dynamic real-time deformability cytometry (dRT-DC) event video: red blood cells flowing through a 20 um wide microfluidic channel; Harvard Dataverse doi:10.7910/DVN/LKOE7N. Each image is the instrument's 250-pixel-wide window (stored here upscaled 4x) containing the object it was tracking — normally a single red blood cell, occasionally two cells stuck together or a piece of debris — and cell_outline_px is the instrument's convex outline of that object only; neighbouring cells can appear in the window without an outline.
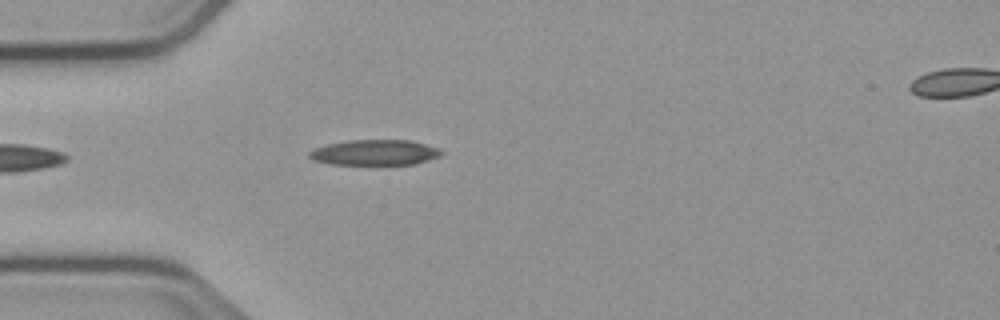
{"species": "common noctule bat (a hibernating species)", "species_latin": "Nyctalus noctula", "temperature_condition": "cold", "stored_images_in_passage": 14, "camera_frame_rate_fps": 3000, "um_per_image_px": 0.085, "animal": {"sex": "male", "body_mass_g": 23.1, "forearm_length_mm": 52.7}, "frame": {"image": 1, "passage_image": 1, "time_ms": 0.0, "image_size_px": [1000, 320], "cell_outline_px": [[444, 152], [440, 156], [416, 164], [372, 168], [328, 164], [312, 160], [308, 156], [308, 152], [316, 148], [328, 144], [348, 140], [412, 140], [440, 148]], "centroid_in_image_um": [31.86, 13.02], "position_along_channel_um": 53.1, "area_um2": 20.98}}
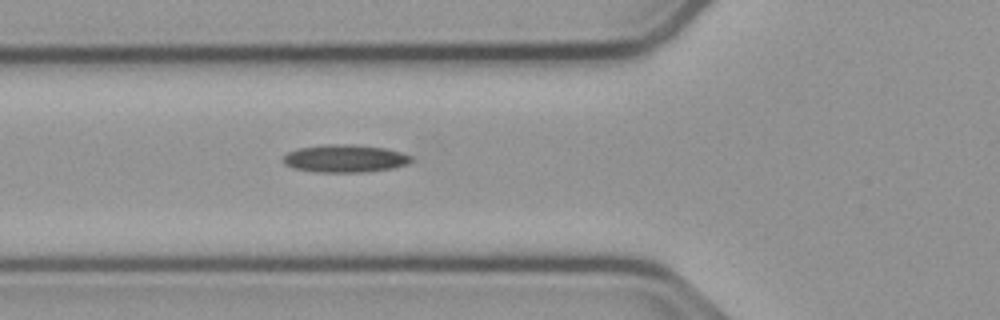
{"frame": {"image": 2, "passage_image": 5, "time_ms": 1.333, "image_size_px": [1000, 320], "cell_outline_px": [[412, 160], [408, 164], [392, 168], [364, 172], [320, 172], [296, 168], [284, 164], [284, 156], [288, 152], [300, 148], [324, 144], [352, 144], [384, 148], [400, 152], [412, 156]], "centroid_in_image_um": [29.35, 13.47], "position_along_channel_um": 96.5, "area_um2": 20.46}}
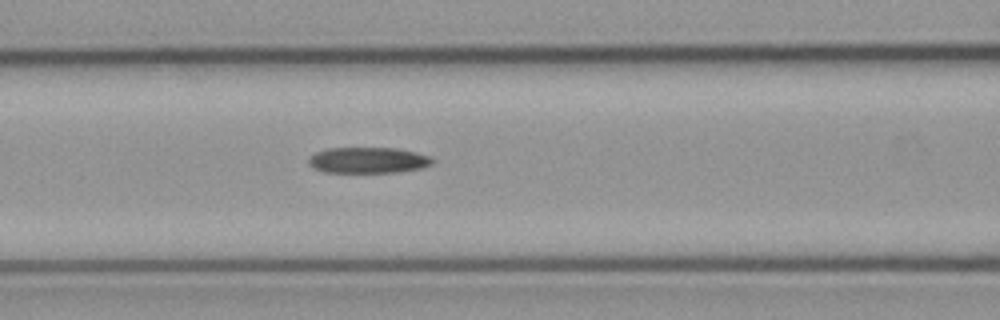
{"frame": {"image": 3, "passage_image": 8, "time_ms": 2.333, "image_size_px": [1000, 320], "cell_outline_px": [[436, 160], [432, 164], [420, 168], [396, 172], [324, 172], [312, 168], [308, 164], [308, 160], [316, 152], [328, 148], [396, 148], [416, 152], [428, 156]], "centroid_in_image_um": [31.28, 13.62], "position_along_channel_um": 135.3, "area_um2": 18.67}}